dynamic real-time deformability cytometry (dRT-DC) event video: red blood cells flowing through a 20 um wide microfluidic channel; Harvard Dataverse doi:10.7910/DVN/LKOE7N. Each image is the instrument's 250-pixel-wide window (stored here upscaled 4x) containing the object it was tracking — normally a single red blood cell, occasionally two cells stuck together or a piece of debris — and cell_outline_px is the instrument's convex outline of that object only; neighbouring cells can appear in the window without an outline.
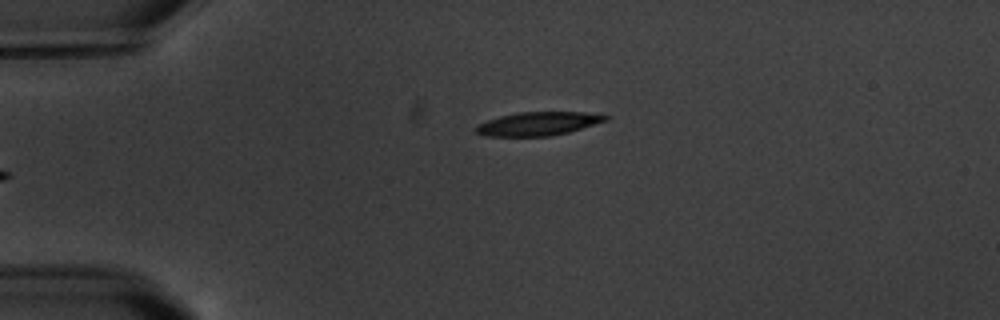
{"species": "common noctule bat (a hibernating species)", "species_latin": "Nyctalus noctula", "temperature_condition": "warm", "stored_images_in_passage": 5, "camera_frame_rate_fps": 3000, "um_per_image_px": 0.085, "animal": {"sex": "male", "body_mass_g": 20.1, "forearm_length_mm": 53.5}, "frame": {"image": 1, "passage_image": 5, "time_ms": 4.667, "image_size_px": [1000, 320], "cell_outline_px": [[612, 116], [608, 120], [568, 132], [548, 136], [484, 136], [476, 132], [472, 128], [488, 120], [500, 116], [516, 112], [584, 112]], "centroid_in_image_um": [45.74, 10.51], "position_along_channel_um": 39.3, "area_um2": 17.74}}